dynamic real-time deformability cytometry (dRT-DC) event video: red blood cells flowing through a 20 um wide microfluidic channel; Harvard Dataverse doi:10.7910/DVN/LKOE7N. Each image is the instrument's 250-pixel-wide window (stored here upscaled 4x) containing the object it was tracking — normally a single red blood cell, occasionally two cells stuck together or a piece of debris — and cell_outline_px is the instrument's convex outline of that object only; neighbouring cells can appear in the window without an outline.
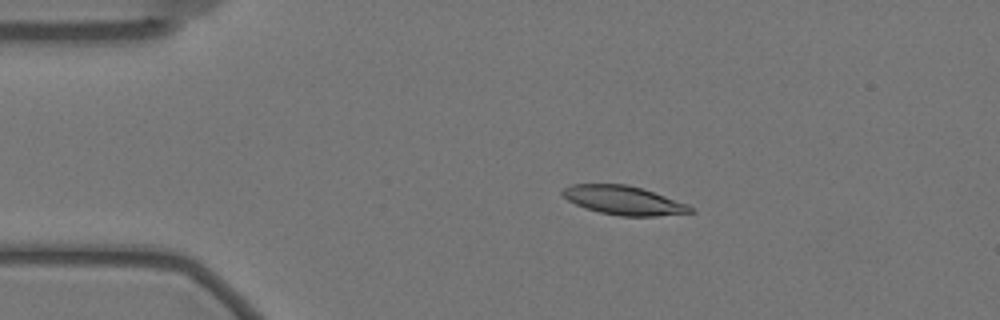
{"species": "Egyptian fruit bat (a non-hibernating species)", "species_latin": "Rousettus aegyptiacus", "temperature_condition": "warm", "stored_images_in_passage": 51, "camera_frame_rate_fps": 3000, "um_per_image_px": 0.085, "animal": {"sex": "female"}, "frame": {"image": 1, "passage_image": 11, "time_ms": 3.333, "image_size_px": [1000, 320], "cell_outline_px": [[696, 212], [656, 216], [620, 216], [600, 212], [584, 208], [568, 200], [560, 192], [564, 188], [572, 184], [628, 184], [688, 204], [696, 208]], "centroid_in_image_um": [53.03, 17.03], "position_along_channel_um": 32.0, "area_um2": 21.44}}
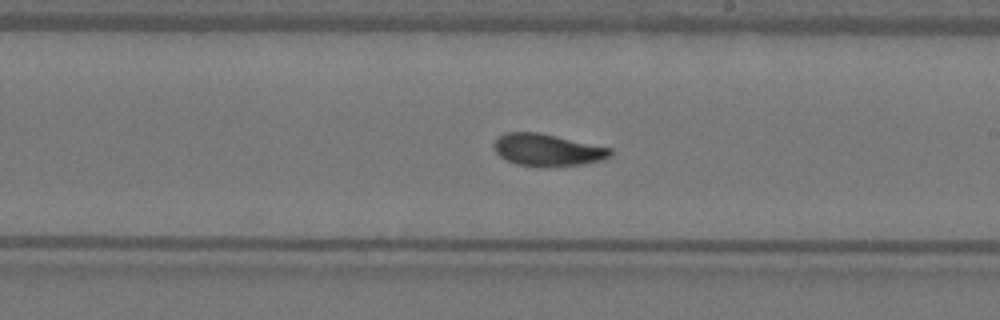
{"frame": {"image": 2, "passage_image": 33, "time_ms": 10.667, "image_size_px": [1000, 320], "cell_outline_px": [[612, 156], [600, 160], [584, 164], [516, 164], [500, 156], [496, 152], [492, 144], [504, 132], [536, 132], [556, 136], [612, 148]], "centroid_in_image_um": [46.53, 12.7], "position_along_channel_um": 242.5, "area_um2": 20.92}}
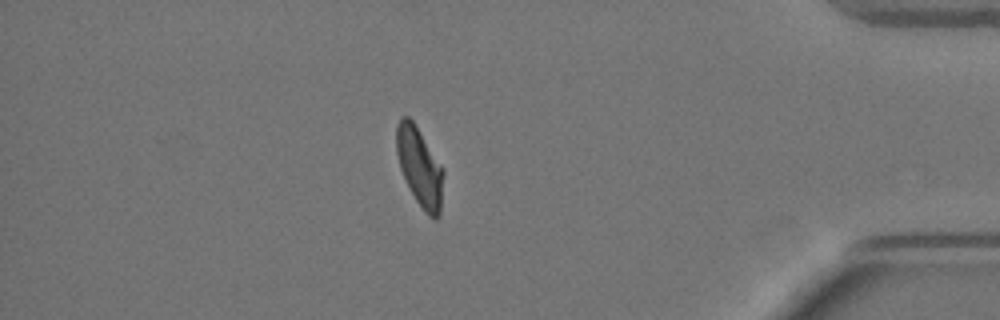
{"frame": {"image": 3, "passage_image": 50, "time_ms": 16.333, "image_size_px": [1000, 320], "cell_outline_px": [[444, 172], [440, 216], [436, 220], [428, 216], [424, 212], [416, 200], [400, 168], [396, 152], [396, 124], [400, 116], [408, 116], [412, 120], [444, 168]], "centroid_in_image_um": [35.68, 14.19], "position_along_channel_um": 399.5, "area_um2": 21.62}}